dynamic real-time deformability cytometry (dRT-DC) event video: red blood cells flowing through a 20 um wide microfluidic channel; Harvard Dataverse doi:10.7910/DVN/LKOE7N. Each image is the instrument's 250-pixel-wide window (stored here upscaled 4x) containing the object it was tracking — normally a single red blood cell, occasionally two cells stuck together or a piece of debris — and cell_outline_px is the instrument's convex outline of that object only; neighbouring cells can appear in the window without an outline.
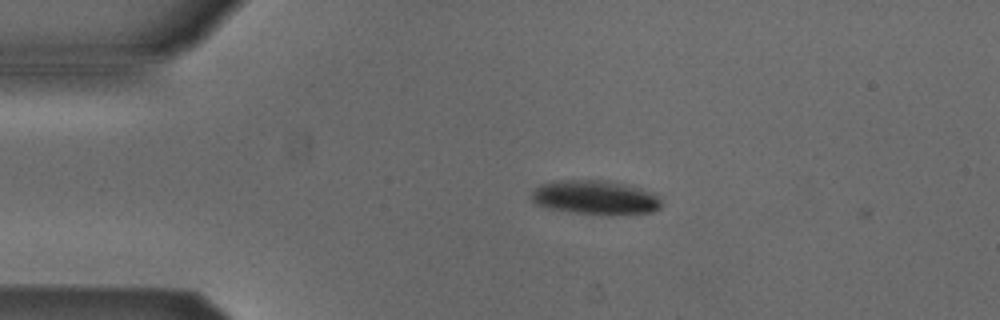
{"species": "Egyptian fruit bat (a non-hibernating species)", "species_latin": "Rousettus aegyptiacus", "temperature_condition": "cold", "stored_images_in_passage": 3, "camera_frame_rate_fps": 3000, "um_per_image_px": 0.085, "animal": {"sex": "male"}, "frame": {"image": 1, "passage_image": 2, "time_ms": 0.333, "image_size_px": [1000, 320], "cell_outline_px": [[660, 208], [652, 212], [608, 216], [572, 212], [544, 208], [536, 204], [528, 196], [540, 184], [568, 180], [604, 180], [624, 184], [640, 188], [652, 192], [660, 196]], "centroid_in_image_um": [50.59, 16.81], "position_along_channel_um": 34.4, "area_um2": 26.18}}